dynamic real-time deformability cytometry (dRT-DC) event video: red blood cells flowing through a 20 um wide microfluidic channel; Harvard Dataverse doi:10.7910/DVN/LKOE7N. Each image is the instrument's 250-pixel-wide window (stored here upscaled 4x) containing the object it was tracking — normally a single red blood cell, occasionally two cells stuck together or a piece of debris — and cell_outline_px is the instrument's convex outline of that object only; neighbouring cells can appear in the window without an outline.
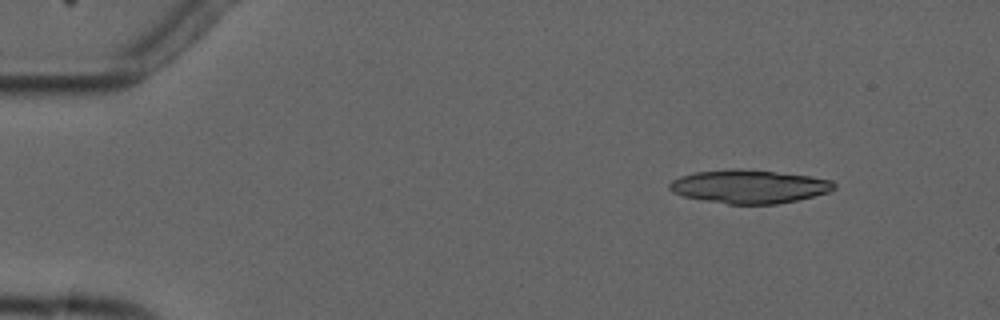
{"species": "common noctule bat (a hibernating species)", "species_latin": "Nyctalus noctula", "temperature_condition": "cold", "stored_images_in_passage": 6, "camera_frame_rate_fps": 3000, "um_per_image_px": 0.085, "animal": {"sex": "male", "forearm_length_mm": 52.5}, "frame": {"image": 1, "passage_image": 2, "time_ms": 1.0, "image_size_px": [1000, 320], "cell_outline_px": [[836, 188], [828, 192], [796, 200], [776, 204], [728, 204], [704, 200], [684, 196], [672, 192], [668, 188], [668, 184], [672, 180], [680, 176], [696, 172], [732, 168], [740, 168], [812, 176], [832, 180], [836, 184]], "centroid_in_image_um": [63.67, 15.84], "position_along_channel_um": 21.3, "area_um2": 32.14}}